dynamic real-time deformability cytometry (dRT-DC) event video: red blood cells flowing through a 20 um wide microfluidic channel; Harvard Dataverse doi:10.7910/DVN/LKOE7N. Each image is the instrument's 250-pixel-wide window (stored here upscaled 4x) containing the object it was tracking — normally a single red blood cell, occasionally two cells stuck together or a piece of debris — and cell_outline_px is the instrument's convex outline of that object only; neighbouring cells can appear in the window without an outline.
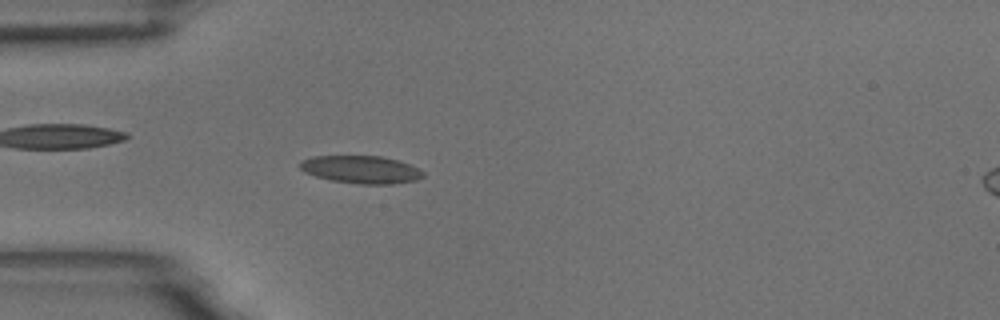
{"species": "common noctule bat (a hibernating species)", "species_latin": "Nyctalus noctula", "temperature_condition": "room temperature", "stored_images_in_passage": 56, "camera_frame_rate_fps": 3000, "um_per_image_px": 0.085, "animal": {"sex": "male", "body_mass_g": 18.8}, "frame": {"image": 1, "passage_image": 16, "time_ms": 5.0, "image_size_px": [1000, 320], "cell_outline_px": [[424, 176], [416, 180], [392, 184], [360, 184], [332, 180], [316, 176], [304, 172], [300, 168], [300, 160], [312, 156], [380, 156], [400, 160], [424, 172]], "centroid_in_image_um": [30.68, 14.4], "position_along_channel_um": 54.3, "area_um2": 19.83}}
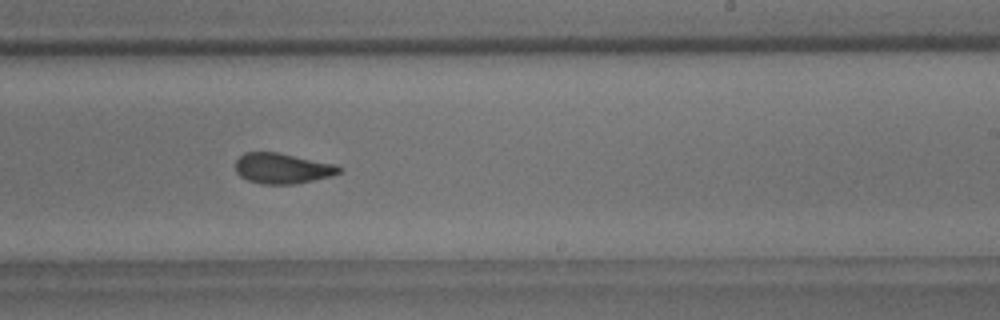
{"frame": {"image": 2, "passage_image": 34, "time_ms": 11.0, "image_size_px": [1000, 320], "cell_outline_px": [[344, 168], [340, 172], [332, 176], [296, 184], [260, 184], [248, 180], [240, 176], [236, 172], [236, 160], [244, 152], [276, 152], [336, 164]], "centroid_in_image_um": [24.02, 14.31], "position_along_channel_um": 265.0, "area_um2": 18.5}}
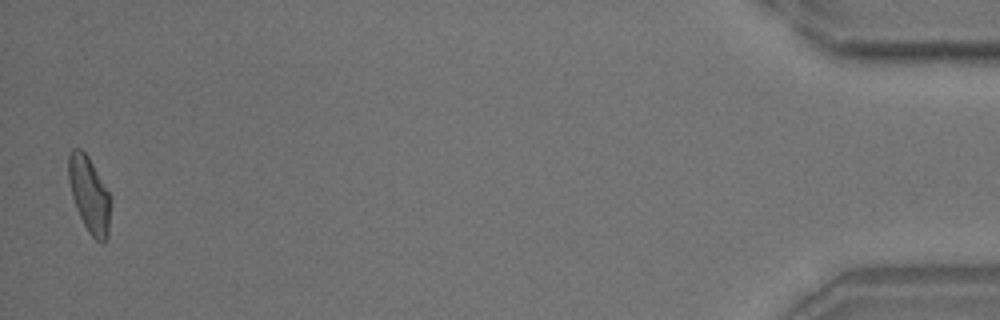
{"frame": {"image": 3, "passage_image": 55, "time_ms": 18.0, "image_size_px": [1000, 320], "cell_outline_px": [[112, 204], [108, 236], [104, 244], [96, 240], [88, 232], [76, 208], [72, 196], [68, 180], [68, 152], [72, 148], [80, 148], [88, 156], [112, 196]], "centroid_in_image_um": [7.62, 16.55], "position_along_channel_um": 427.6, "area_um2": 19.07}, "authors_computed_cell_mechanics": {"area_um2": 18.9873, "velocity_mm_per_s": 3.6178, "shape_relaxation_time_tau1_ms": 10.3738, "shape_relaxation_time_tau2_ms": 1.6777, "deformation_change_tau1": 0.2065, "deformation_change_tau2": 0.0676}}